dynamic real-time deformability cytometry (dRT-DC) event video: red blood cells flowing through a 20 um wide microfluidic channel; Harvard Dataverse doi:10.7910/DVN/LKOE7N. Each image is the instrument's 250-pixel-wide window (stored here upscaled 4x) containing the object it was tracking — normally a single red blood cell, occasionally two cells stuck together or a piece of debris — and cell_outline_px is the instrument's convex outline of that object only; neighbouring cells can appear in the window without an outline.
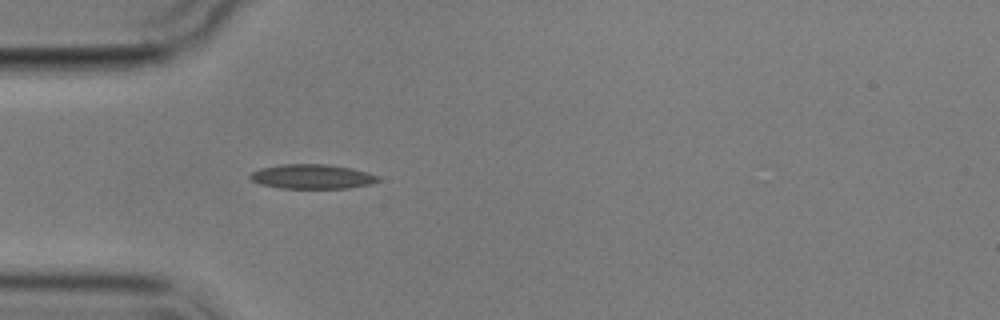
{"species": "common noctule bat (a hibernating species)", "species_latin": "Nyctalus noctula", "temperature_condition": "cold", "stored_images_in_passage": 1, "camera_frame_rate_fps": 3000, "um_per_image_px": 0.085, "animal": {"sex": "male", "body_mass_g": 17.9}, "frame": {"image": 1, "passage_image": 1, "time_ms": 0.0, "image_size_px": [1000, 320], "cell_outline_px": [[380, 180], [372, 184], [348, 188], [280, 188], [260, 184], [252, 180], [248, 176], [252, 172], [260, 168], [280, 164], [328, 164], [352, 168], [368, 172], [380, 176]], "centroid_in_image_um": [26.55, 15.0], "position_along_channel_um": 58.4, "area_um2": 18.44}}